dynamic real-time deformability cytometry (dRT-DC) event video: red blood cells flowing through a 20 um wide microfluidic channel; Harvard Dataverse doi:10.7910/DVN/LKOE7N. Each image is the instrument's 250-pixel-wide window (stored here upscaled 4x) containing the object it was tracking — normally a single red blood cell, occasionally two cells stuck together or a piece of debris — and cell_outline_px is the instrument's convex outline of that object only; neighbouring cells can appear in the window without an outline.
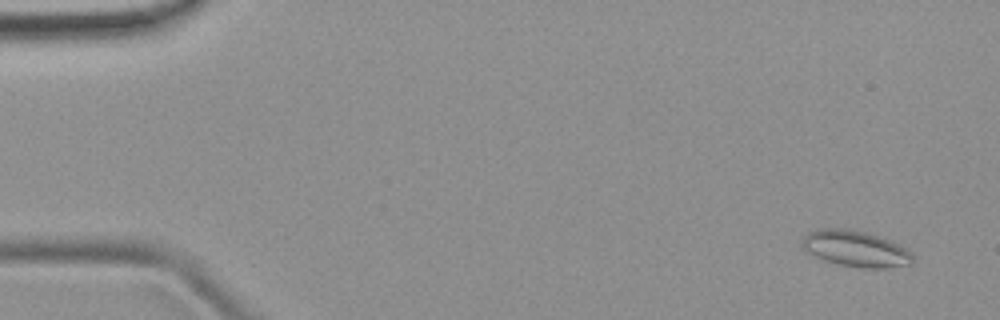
{"species": "common noctule bat (a hibernating species)", "species_latin": "Nyctalus noctula", "temperature_condition": "room temperature", "stored_images_in_passage": 8, "camera_frame_rate_fps": 3000, "um_per_image_px": 0.085, "animal": {"sex": "female", "body_mass_g": 19.9}, "frame": {"image": 1, "passage_image": 1, "time_ms": 0.0, "image_size_px": [1000, 320], "cell_outline_px": [[916, 260], [912, 264], [888, 268], [860, 268], [840, 264], [824, 260], [800, 248], [800, 240], [808, 232], [820, 228], [848, 228], [868, 232], [880, 236], [908, 248], [912, 252]], "centroid_in_image_um": [72.75, 21.13], "position_along_channel_um": 12.2, "area_um2": 23.87}}
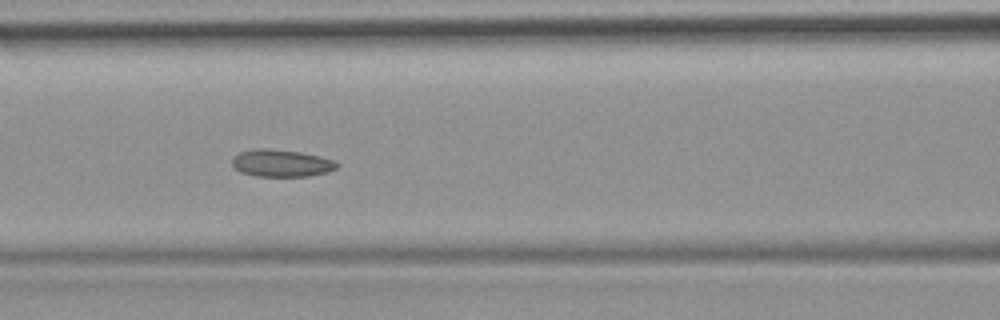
{"frame": {"image": 2, "passage_image": 6, "time_ms": 6.333, "image_size_px": [1000, 320], "cell_outline_px": [[340, 164], [336, 168], [324, 172], [308, 176], [256, 176], [240, 172], [232, 164], [232, 156], [240, 152], [252, 148], [268, 148], [300, 152], [320, 156], [336, 160]], "centroid_in_image_um": [23.89, 13.85], "position_along_channel_um": 142.7, "area_um2": 16.7}}
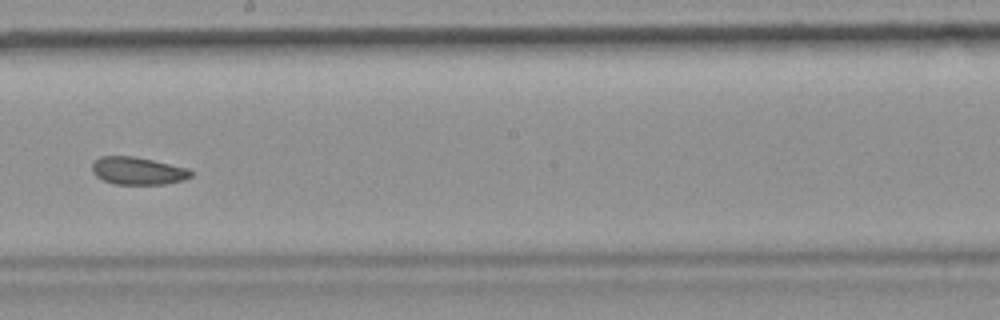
{"frame": {"image": 3, "passage_image": 8, "time_ms": 8.667, "image_size_px": [1000, 320], "cell_outline_px": [[192, 176], [184, 180], [164, 184], [116, 184], [104, 180], [96, 176], [92, 172], [92, 160], [100, 156], [132, 156], [152, 160], [188, 168], [192, 172]], "centroid_in_image_um": [11.69, 14.51], "position_along_channel_um": 236.5, "area_um2": 15.9}}